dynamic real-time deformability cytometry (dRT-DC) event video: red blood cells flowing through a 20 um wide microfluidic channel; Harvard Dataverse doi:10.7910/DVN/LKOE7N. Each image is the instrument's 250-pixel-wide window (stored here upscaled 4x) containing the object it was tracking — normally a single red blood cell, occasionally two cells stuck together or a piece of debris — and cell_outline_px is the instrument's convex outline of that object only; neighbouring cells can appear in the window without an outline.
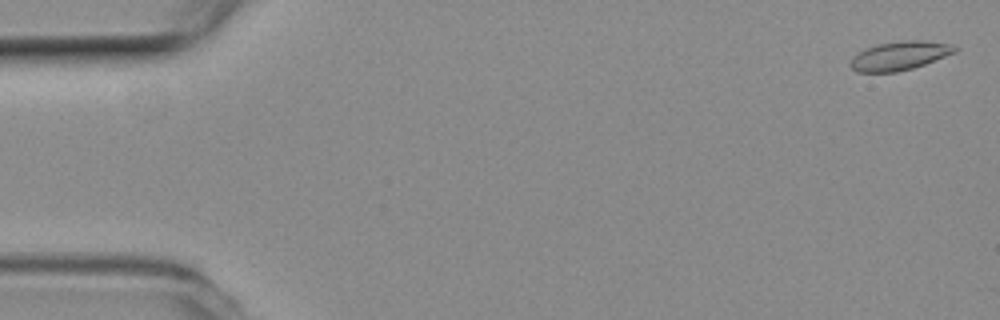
{"species": "common noctule bat (a hibernating species)", "species_latin": "Nyctalus noctula", "temperature_condition": "room temperature", "stored_images_in_passage": 10, "camera_frame_rate_fps": 3000, "um_per_image_px": 0.085, "animal": {"sex": "female", "body_mass_g": 19.3, "forearm_length_mm": 54.1}, "frame": {"image": 1, "passage_image": 2, "time_ms": 0.333, "image_size_px": [1000, 320], "cell_outline_px": [[956, 52], [924, 64], [912, 68], [896, 72], [856, 72], [852, 68], [852, 60], [860, 52], [868, 48], [880, 44], [908, 40], [920, 40], [948, 44], [956, 48]], "centroid_in_image_um": [76.49, 4.75], "position_along_channel_um": 8.5, "area_um2": 16.82}}